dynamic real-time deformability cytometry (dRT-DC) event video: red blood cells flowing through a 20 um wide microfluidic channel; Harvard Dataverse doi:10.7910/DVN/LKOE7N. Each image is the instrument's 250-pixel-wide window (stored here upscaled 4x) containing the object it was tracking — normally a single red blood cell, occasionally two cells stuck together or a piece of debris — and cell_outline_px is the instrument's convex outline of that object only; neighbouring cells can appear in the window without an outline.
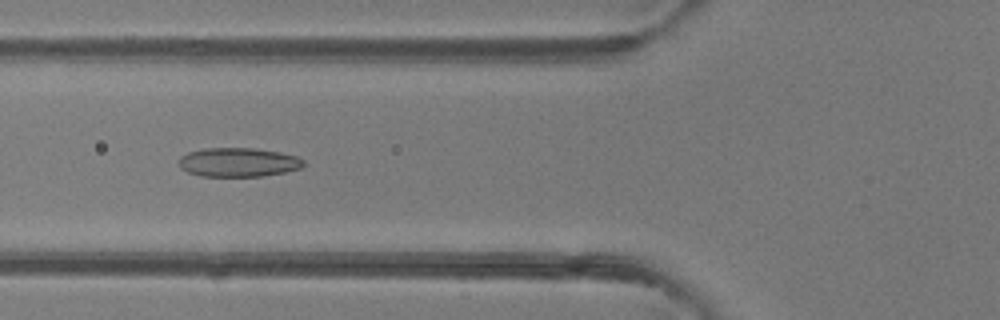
{"species": "common noctule bat (a hibernating species)", "species_latin": "Nyctalus noctula", "temperature_condition": "room temperature", "stored_images_in_passage": 29, "camera_frame_rate_fps": 3000, "um_per_image_px": 0.085, "animal": {"sex": "female"}, "frame": {"image": 1, "passage_image": 5, "time_ms": 1.333, "image_size_px": [1000, 320], "cell_outline_px": [[304, 164], [300, 168], [284, 172], [264, 176], [200, 176], [188, 172], [180, 168], [180, 156], [188, 152], [204, 148], [252, 148], [280, 152], [296, 156], [304, 160]], "centroid_in_image_um": [20.25, 13.79], "position_along_channel_um": 105.6, "area_um2": 21.04}}
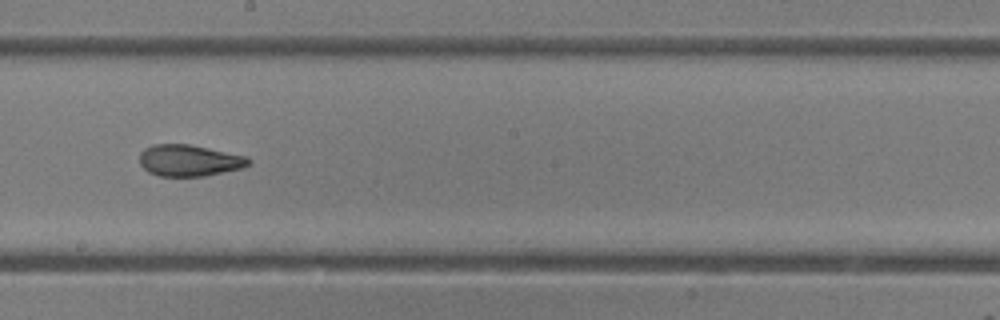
{"frame": {"image": 2, "passage_image": 14, "time_ms": 4.333, "image_size_px": [1000, 320], "cell_outline_px": [[252, 164], [244, 168], [204, 176], [160, 176], [148, 172], [140, 164], [140, 152], [144, 148], [152, 144], [188, 144], [248, 156], [252, 160]], "centroid_in_image_um": [16.12, 13.64], "position_along_channel_um": 232.1, "area_um2": 20.23}}
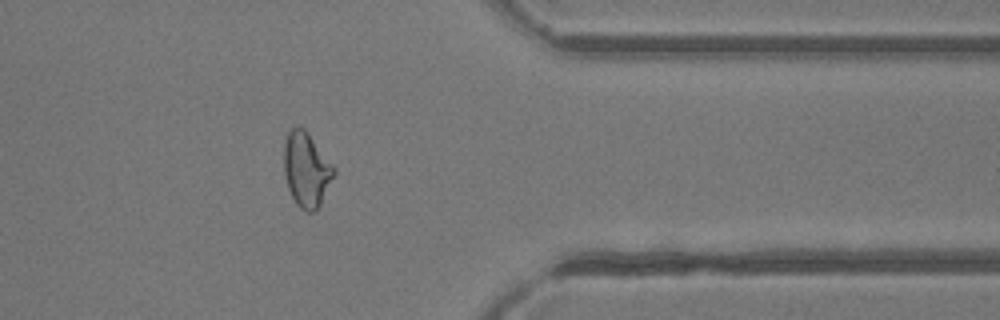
{"frame": {"image": 3, "passage_image": 26, "time_ms": 8.333, "image_size_px": [1000, 320], "cell_outline_px": [[336, 172], [320, 204], [312, 212], [308, 212], [300, 208], [296, 204], [288, 188], [284, 176], [284, 144], [288, 132], [292, 128], [304, 128], [336, 168]], "centroid_in_image_um": [26.04, 14.42], "position_along_channel_um": 385.4, "area_um2": 21.5}, "authors_computed_cell_mechanics": {"area_um2": 20.6346, "velocity_mm_per_s": 4.2001, "shape_relaxation_time_tau1_ms": null, "shape_relaxation_time_tau2_ms": 1.8133, "deformation_change_tau1": null, "deformation_change_tau2": 0.0869}}